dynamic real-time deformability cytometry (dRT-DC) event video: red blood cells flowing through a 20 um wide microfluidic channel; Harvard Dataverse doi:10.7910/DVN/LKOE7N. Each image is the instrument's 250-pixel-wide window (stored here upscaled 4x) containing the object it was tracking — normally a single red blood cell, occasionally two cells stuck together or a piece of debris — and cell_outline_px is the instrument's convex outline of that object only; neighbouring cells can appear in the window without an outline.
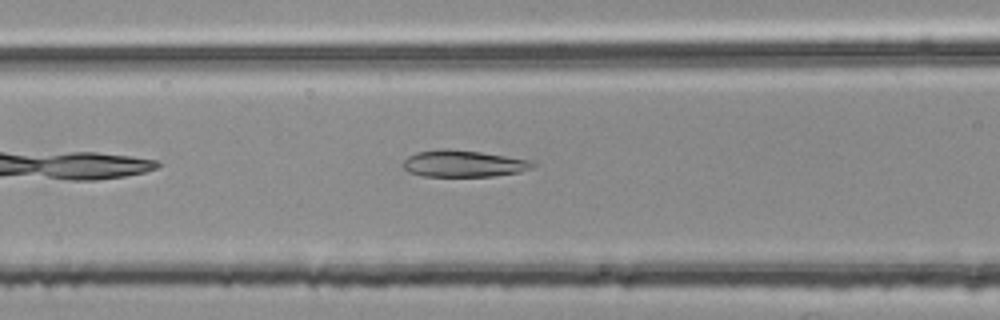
{"species": "common noctule bat (a hibernating species)", "species_latin": "Nyctalus noctula", "temperature_condition": "room temperature", "stored_images_in_passage": 37, "camera_frame_rate_fps": 3000, "um_per_image_px": 0.085, "animal": {"sex": "female", "body_mass_g": 25.1}, "frame": {"image": 1, "passage_image": 8, "time_ms": 2.333, "image_size_px": [1000, 320], "cell_outline_px": [[536, 164], [532, 168], [520, 172], [492, 176], [424, 176], [408, 172], [400, 164], [408, 156], [416, 152], [440, 148], [448, 148], [480, 152], [532, 160]], "centroid_in_image_um": [39.36, 13.9], "position_along_channel_um": 127.2, "area_um2": 20.35}}
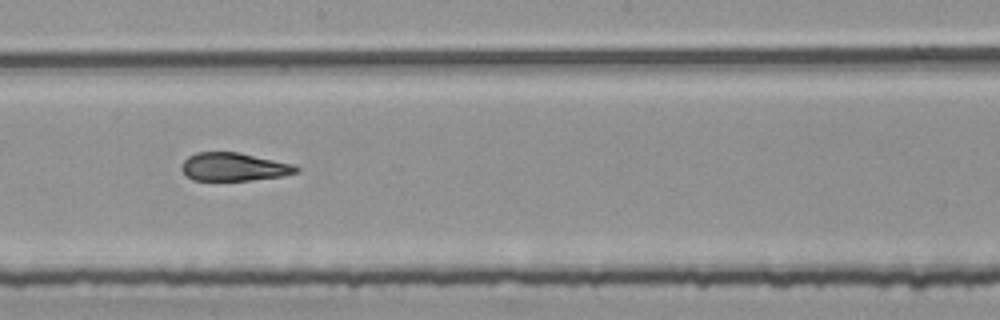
{"frame": {"image": 2, "passage_image": 16, "time_ms": 5.0, "image_size_px": [1000, 320], "cell_outline_px": [[300, 172], [284, 176], [252, 180], [192, 180], [180, 168], [180, 164], [188, 156], [196, 152], [236, 152], [292, 164], [300, 168]], "centroid_in_image_um": [19.87, 14.19], "position_along_channel_um": 228.3, "area_um2": 18.79}}
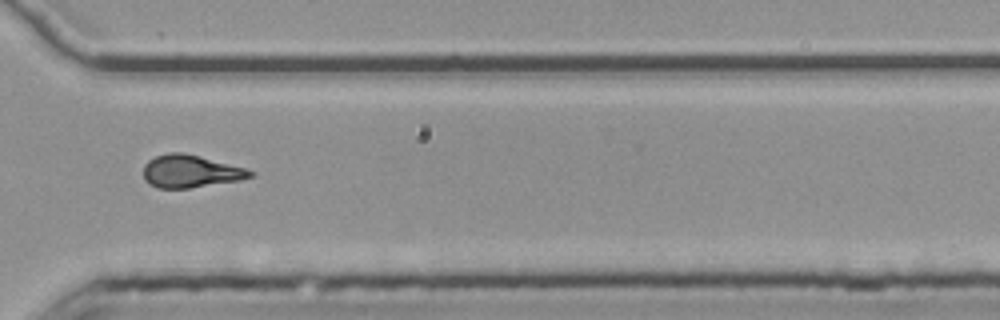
{"frame": {"image": 3, "passage_image": 26, "time_ms": 8.333, "image_size_px": [1000, 320], "cell_outline_px": [[256, 172], [252, 176], [240, 180], [188, 188], [156, 188], [148, 184], [144, 180], [144, 164], [148, 160], [156, 156], [168, 152], [184, 152], [200, 156], [244, 168]], "centroid_in_image_um": [16.15, 14.56], "position_along_channel_um": 354.4, "area_um2": 20.29}, "authors_computed_cell_mechanics": {"area_um2": 20.2878, "velocity_mm_per_s": 3.7902, "shape_relaxation_time_tau1_ms": null, "shape_relaxation_time_tau2_ms": 2.0139, "deformation_change_tau1": null, "deformation_change_tau2": 0.0904}}